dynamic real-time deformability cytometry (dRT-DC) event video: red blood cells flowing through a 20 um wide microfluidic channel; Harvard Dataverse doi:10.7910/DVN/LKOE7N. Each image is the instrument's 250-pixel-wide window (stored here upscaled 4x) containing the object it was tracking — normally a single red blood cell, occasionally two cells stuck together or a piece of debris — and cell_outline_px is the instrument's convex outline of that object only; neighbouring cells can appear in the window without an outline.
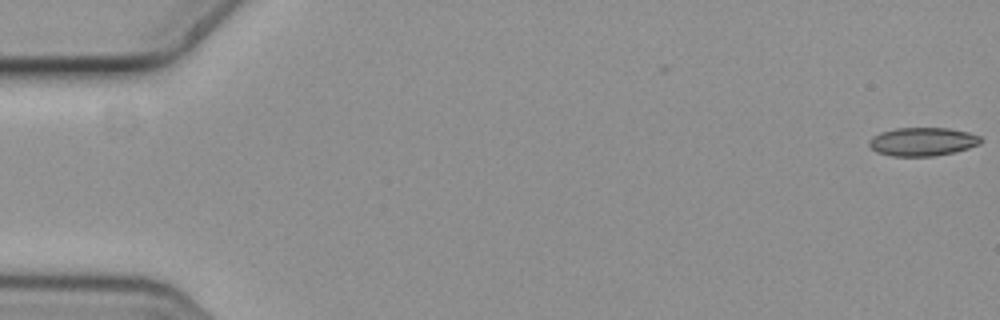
{"species": "common noctule bat (a hibernating species)", "species_latin": "Nyctalus noctula", "temperature_condition": "cold", "stored_images_in_passage": 5, "camera_frame_rate_fps": 3000, "um_per_image_px": 0.085, "animal": {"sex": "female", "body_mass_g": 19.3, "forearm_length_mm": 54.1}, "frame": {"image": 1, "passage_image": 1, "time_ms": 0.0, "image_size_px": [1000, 320], "cell_outline_px": [[984, 140], [980, 144], [956, 152], [932, 156], [892, 156], [876, 152], [868, 144], [868, 140], [872, 136], [880, 132], [896, 128], [948, 128], [968, 132], [980, 136]], "centroid_in_image_um": [78.42, 12.04], "position_along_channel_um": 6.6, "area_um2": 18.67}}